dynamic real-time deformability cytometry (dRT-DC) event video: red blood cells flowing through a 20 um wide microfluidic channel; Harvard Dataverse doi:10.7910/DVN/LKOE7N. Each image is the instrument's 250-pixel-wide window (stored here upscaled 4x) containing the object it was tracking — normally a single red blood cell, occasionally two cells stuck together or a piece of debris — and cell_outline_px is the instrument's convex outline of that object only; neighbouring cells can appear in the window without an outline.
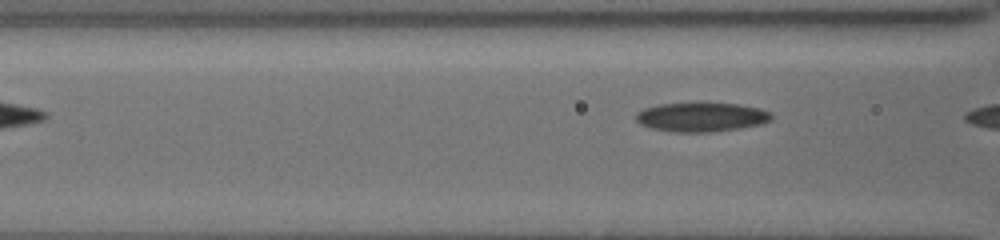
{"species": "common noctule bat (a hibernating species)", "species_latin": "Nyctalus noctula", "temperature_condition": "cold", "stored_images_in_passage": 5, "camera_frame_rate_fps": 3000, "um_per_image_px": 0.085, "animal": {"sex": "female", "body_mass_g": 19.5, "forearm_length_mm": 54.1}, "frame": {"image": 1, "passage_image": 4, "time_ms": 1.0, "image_size_px": [1000, 240], "cell_outline_px": [[772, 120], [760, 124], [736, 128], [708, 132], [676, 132], [652, 128], [640, 124], [636, 120], [636, 112], [644, 108], [656, 104], [700, 100], [708, 100], [740, 104], [760, 108], [768, 112], [772, 116]], "centroid_in_image_um": [59.58, 9.88], "position_along_channel_um": 107.0, "area_um2": 23.93}}